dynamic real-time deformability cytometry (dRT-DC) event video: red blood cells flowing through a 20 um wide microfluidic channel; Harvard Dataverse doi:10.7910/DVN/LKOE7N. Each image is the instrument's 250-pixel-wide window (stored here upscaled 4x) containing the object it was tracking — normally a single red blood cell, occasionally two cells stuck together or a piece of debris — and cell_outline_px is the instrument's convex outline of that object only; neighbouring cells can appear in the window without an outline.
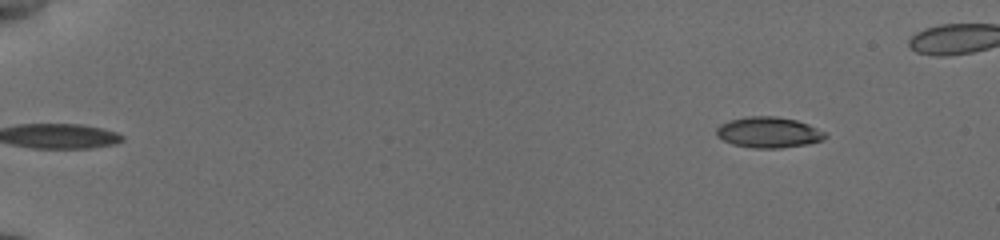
{"species": "common noctule bat (a hibernating species)", "species_latin": "Nyctalus noctula", "temperature_condition": "cold", "stored_images_in_passage": 48, "camera_frame_rate_fps": 3000, "um_per_image_px": 0.085, "animal": {"sex": "female", "body_mass_g": 19.5, "forearm_length_mm": 54.1}, "frame": {"image": 1, "passage_image": 1, "time_ms": 0.0, "image_size_px": [1000, 240], "cell_outline_px": [[824, 136], [820, 140], [808, 144], [776, 148], [756, 148], [732, 144], [716, 136], [716, 128], [720, 124], [732, 120], [748, 116], [776, 116], [796, 120], [808, 124], [824, 132]], "centroid_in_image_um": [65.28, 11.24], "position_along_channel_um": 19.7, "area_um2": 19.19}}
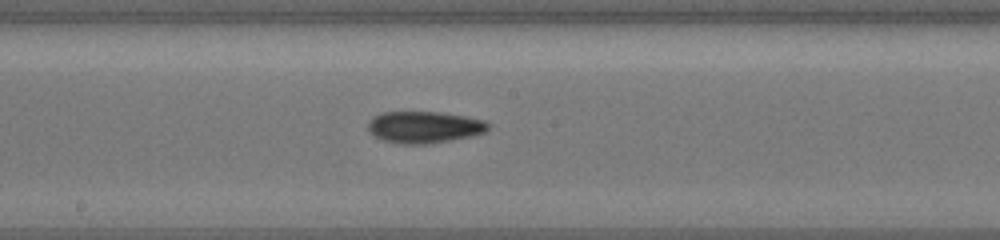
{"frame": {"image": 2, "passage_image": 27, "time_ms": 8.667, "image_size_px": [1000, 240], "cell_outline_px": [[488, 128], [484, 132], [472, 136], [428, 144], [400, 144], [384, 140], [368, 132], [368, 120], [380, 112], [440, 112], [464, 116], [484, 120], [488, 124]], "centroid_in_image_um": [36.02, 10.8], "position_along_channel_um": 212.2, "area_um2": 22.2}}
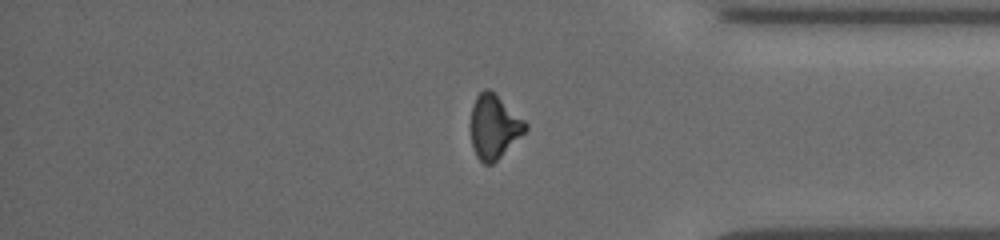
{"frame": {"image": 3, "passage_image": 42, "time_ms": 13.667, "image_size_px": [1000, 240], "cell_outline_px": [[528, 128], [492, 164], [484, 164], [476, 156], [472, 144], [472, 108], [476, 96], [484, 88], [488, 88], [524, 120], [528, 124]], "centroid_in_image_um": [41.98, 10.76], "position_along_channel_um": 393.2, "area_um2": 19.65}}